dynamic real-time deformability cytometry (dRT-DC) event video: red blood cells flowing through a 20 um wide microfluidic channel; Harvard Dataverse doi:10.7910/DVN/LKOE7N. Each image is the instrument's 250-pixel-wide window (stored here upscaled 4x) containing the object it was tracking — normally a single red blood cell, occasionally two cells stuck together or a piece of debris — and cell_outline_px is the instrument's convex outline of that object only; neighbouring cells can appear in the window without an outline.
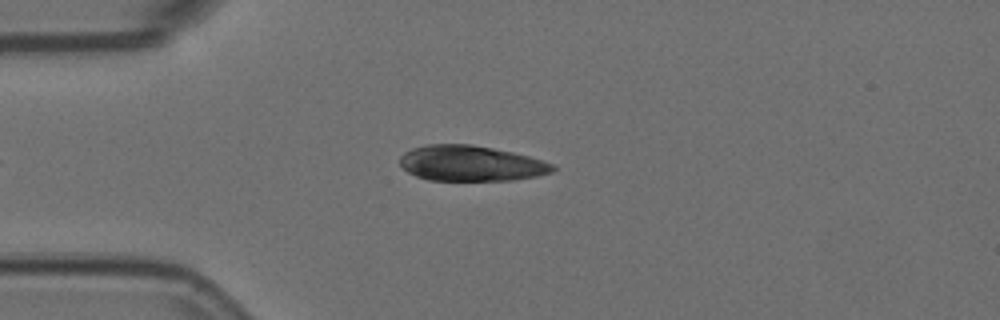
{"species": "Egyptian fruit bat (a non-hibernating species)", "species_latin": "Rousettus aegyptiacus", "temperature_condition": "room temperature", "stored_images_in_passage": 7, "camera_frame_rate_fps": 3000, "um_per_image_px": 0.085, "animal": {"sex": "female"}, "frame": {"image": 1, "passage_image": 4, "time_ms": 1.0, "image_size_px": [1000, 320], "cell_outline_px": [[556, 168], [552, 172], [536, 176], [512, 180], [428, 180], [416, 176], [408, 172], [400, 164], [400, 156], [404, 152], [412, 148], [428, 144], [472, 144], [512, 152], [528, 156], [552, 164]], "centroid_in_image_um": [39.99, 13.88], "position_along_channel_um": 45.0, "area_um2": 31.44}}